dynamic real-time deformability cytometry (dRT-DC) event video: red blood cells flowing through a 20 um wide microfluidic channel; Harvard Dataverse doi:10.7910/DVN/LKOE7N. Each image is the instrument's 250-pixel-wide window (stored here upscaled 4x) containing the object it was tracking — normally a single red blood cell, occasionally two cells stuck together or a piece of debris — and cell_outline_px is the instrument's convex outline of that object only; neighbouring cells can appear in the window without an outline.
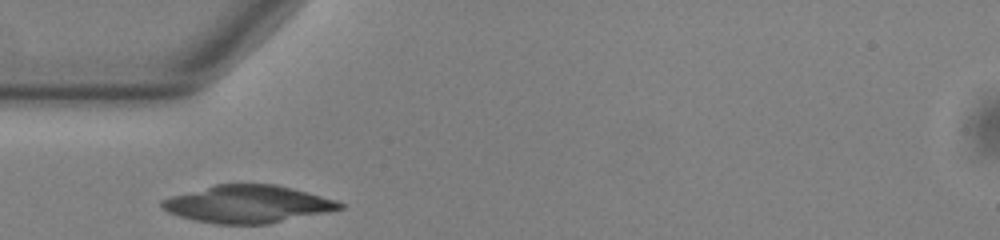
{"species": "common noctule bat (a hibernating species)", "species_latin": "Nyctalus noctula", "temperature_condition": "warm", "stored_images_in_passage": 27, "camera_frame_rate_fps": 3000, "um_per_image_px": 0.085, "animal": {"sex": "male", "body_mass_g": 13.0, "forearm_length_mm": 53.1}, "frame": {"image": 1, "passage_image": 1, "time_ms": 0.0, "image_size_px": [1000, 240], "cell_outline_px": [[344, 208], [268, 224], [216, 224], [196, 220], [180, 216], [168, 212], [160, 204], [160, 200], [172, 196], [216, 184], [276, 184], [292, 188], [336, 200], [344, 204]], "centroid_in_image_um": [21.05, 17.35], "position_along_channel_um": 63.9, "area_um2": 38.44}}
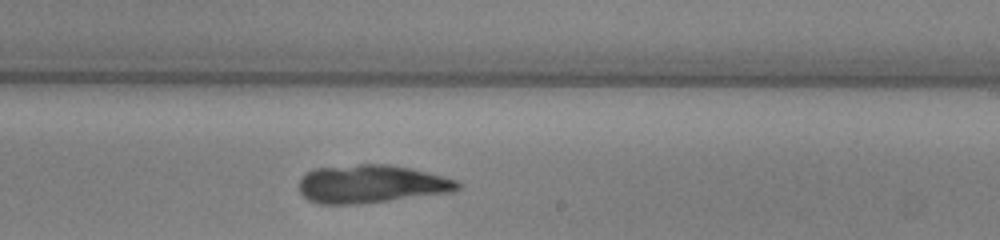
{"frame": {"image": 2, "passage_image": 16, "time_ms": 5.0, "image_size_px": [1000, 240], "cell_outline_px": [[464, 184], [456, 192], [360, 204], [320, 204], [308, 200], [300, 192], [296, 184], [300, 176], [312, 168], [356, 164], [388, 164], [408, 168], [456, 180]], "centroid_in_image_um": [31.5, 15.64], "position_along_channel_um": 257.5, "area_um2": 35.78}}
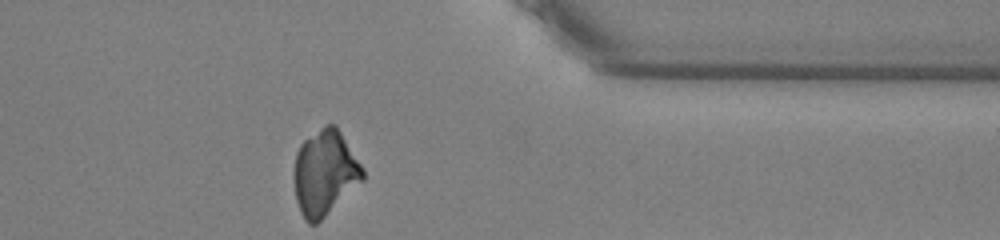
{"frame": {"image": 3, "passage_image": 27, "time_ms": 8.667, "image_size_px": [1000, 240], "cell_outline_px": [[364, 180], [316, 224], [308, 224], [304, 220], [300, 212], [296, 200], [292, 176], [292, 172], [296, 152], [300, 144], [304, 140], [324, 124], [336, 124], [364, 168]], "centroid_in_image_um": [27.58, 14.68], "position_along_channel_um": 383.8, "area_um2": 34.62}}